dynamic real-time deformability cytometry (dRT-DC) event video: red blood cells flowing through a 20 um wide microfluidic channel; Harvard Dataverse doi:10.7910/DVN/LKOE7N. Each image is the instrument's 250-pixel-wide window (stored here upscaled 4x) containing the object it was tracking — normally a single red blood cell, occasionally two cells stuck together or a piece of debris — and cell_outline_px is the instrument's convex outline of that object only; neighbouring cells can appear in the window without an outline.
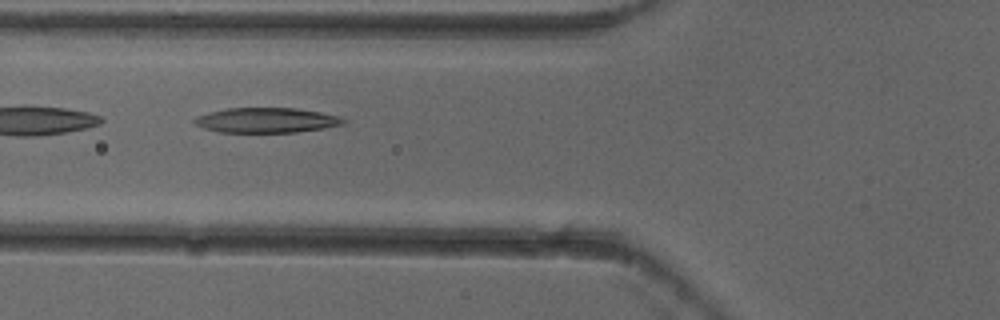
{"species": "common noctule bat (a hibernating species)", "species_latin": "Nyctalus noctula", "temperature_condition": "cold", "stored_images_in_passage": 3, "camera_frame_rate_fps": 3000, "um_per_image_px": 0.085, "animal": {"sex": "female"}, "frame": {"image": 1, "passage_image": 2, "time_ms": 0.333, "image_size_px": [1000, 320], "cell_outline_px": [[348, 120], [344, 124], [324, 128], [296, 132], [220, 132], [204, 128], [196, 124], [192, 120], [196, 116], [208, 112], [224, 108], [296, 108], [320, 112], [336, 116]], "centroid_in_image_um": [22.62, 10.21], "position_along_channel_um": 103.2, "area_um2": 21.68}}
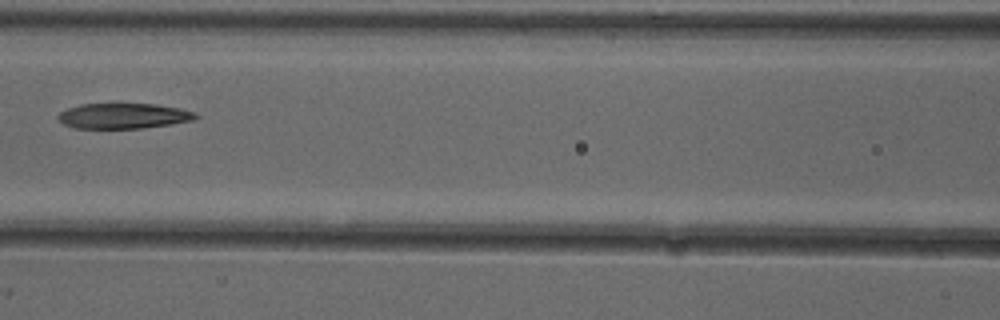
{"frame": {"image": 2, "passage_image": 3, "time_ms": 0.667, "image_size_px": [1000, 320], "cell_outline_px": [[200, 116], [196, 120], [172, 124], [140, 128], [72, 128], [64, 124], [56, 116], [60, 112], [68, 108], [80, 104], [156, 104], [180, 108], [196, 112]], "centroid_in_image_um": [10.54, 9.85], "position_along_channel_um": 156.1, "area_um2": 20.46}}